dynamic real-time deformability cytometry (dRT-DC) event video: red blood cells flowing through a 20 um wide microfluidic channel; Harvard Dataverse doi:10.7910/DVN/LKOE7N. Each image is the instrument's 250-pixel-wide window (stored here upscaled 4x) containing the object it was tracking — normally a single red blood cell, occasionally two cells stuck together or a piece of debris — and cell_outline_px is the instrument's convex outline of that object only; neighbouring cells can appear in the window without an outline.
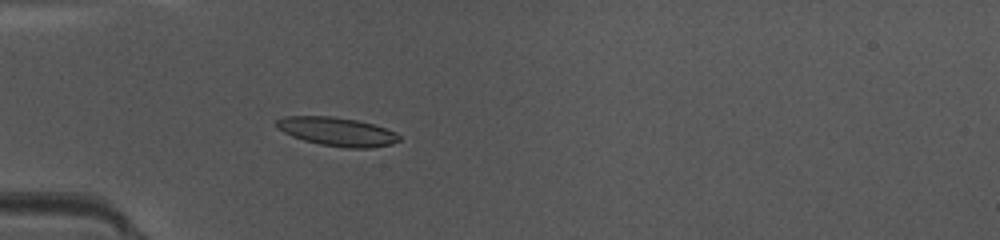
{"species": "common noctule bat (a hibernating species)", "species_latin": "Nyctalus noctula", "temperature_condition": "warm", "stored_images_in_passage": 35, "camera_frame_rate_fps": 3000, "um_per_image_px": 0.085, "animal": {"sex": "female", "body_mass_g": 10.0, "forearm_length_mm": 53.1}, "frame": {"image": 1, "passage_image": 2, "time_ms": 0.333, "image_size_px": [1000, 240], "cell_outline_px": [[400, 140], [392, 144], [372, 148], [344, 148], [320, 144], [304, 140], [292, 136], [276, 128], [276, 120], [284, 116], [332, 116], [356, 120], [372, 124], [396, 132], [400, 136]], "centroid_in_image_um": [28.64, 11.19], "position_along_channel_um": 56.4, "area_um2": 20.52}}
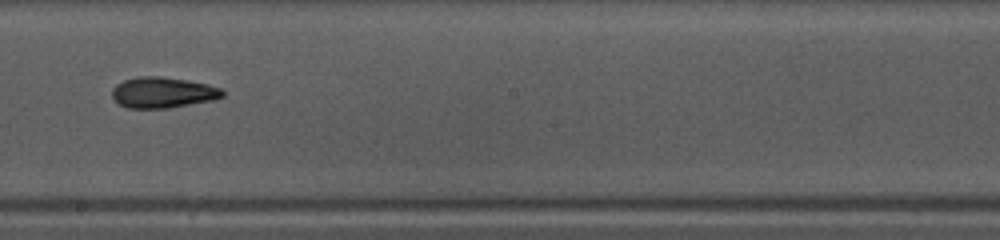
{"frame": {"image": 2, "passage_image": 15, "time_ms": 4.667, "image_size_px": [1000, 240], "cell_outline_px": [[224, 96], [212, 100], [168, 108], [124, 108], [112, 96], [112, 88], [116, 84], [124, 80], [140, 76], [160, 76], [208, 84], [220, 88], [224, 92]], "centroid_in_image_um": [13.81, 7.86], "position_along_channel_um": 234.4, "area_um2": 19.71}}
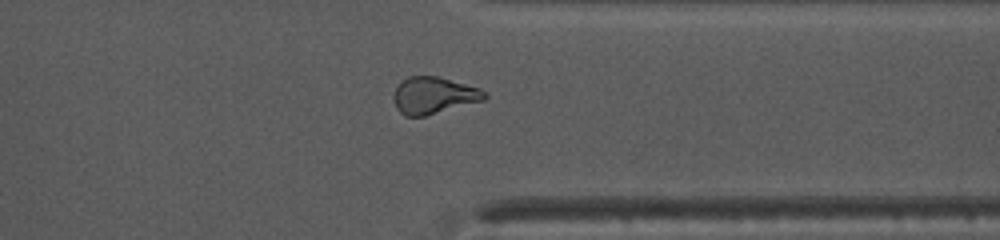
{"frame": {"image": 3, "passage_image": 25, "time_ms": 8.0, "image_size_px": [1000, 240], "cell_outline_px": [[488, 96], [484, 100], [424, 116], [404, 116], [396, 108], [396, 88], [408, 76], [436, 76], [480, 88]], "centroid_in_image_um": [36.89, 8.11], "position_along_channel_um": 374.5, "area_um2": 19.02}, "authors_computed_cell_mechanics": {"area_um2": 19.7098, "velocity_mm_per_s": 4.2411, "shape_relaxation_time_tau1_ms": 8.2567, "shape_relaxation_time_tau2_ms": 2.6267, "deformation_change_tau1": 0.2198, "deformation_change_tau2": 0.1008}}